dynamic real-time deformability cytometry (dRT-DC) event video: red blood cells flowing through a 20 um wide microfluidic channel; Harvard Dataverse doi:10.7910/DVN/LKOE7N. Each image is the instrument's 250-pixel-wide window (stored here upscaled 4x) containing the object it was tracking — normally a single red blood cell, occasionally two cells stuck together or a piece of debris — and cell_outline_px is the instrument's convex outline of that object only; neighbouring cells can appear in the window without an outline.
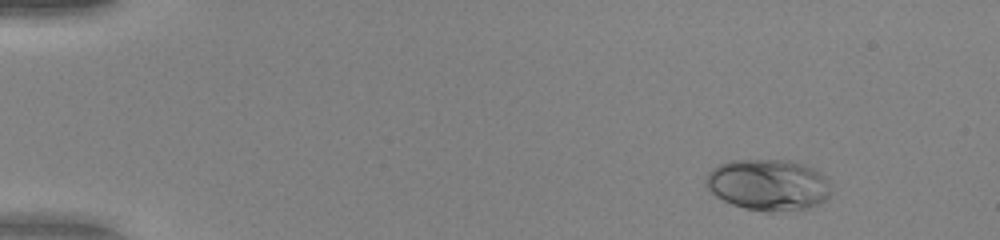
{"species": "human", "species_latin": "Homo sapiens", "temperature_condition": "warm", "stored_images_in_passage": 46, "camera_frame_rate_fps": 3000, "um_per_image_px": 0.085, "donor": {"sex": "female"}, "frame": {"image": 1, "passage_image": 1, "time_ms": 0.0, "image_size_px": [1000, 240], "cell_outline_px": [[828, 196], [824, 200], [808, 208], [772, 212], [768, 212], [744, 208], [732, 204], [716, 196], [708, 188], [704, 180], [708, 172], [712, 168], [728, 160], [792, 160], [816, 168], [828, 180]], "centroid_in_image_um": [65.27, 15.69], "position_along_channel_um": 19.7, "area_um2": 37.4}}
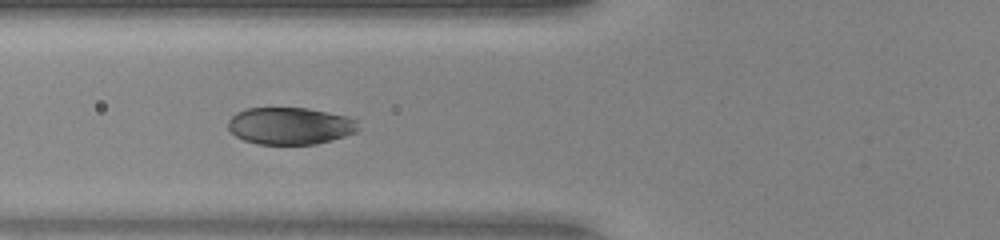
{"frame": {"image": 2, "passage_image": 16, "time_ms": 5.0, "image_size_px": [1000, 240], "cell_outline_px": [[360, 128], [356, 132], [332, 140], [316, 144], [256, 144], [244, 140], [236, 136], [228, 128], [228, 120], [236, 112], [248, 108], [308, 108], [348, 116], [356, 120]], "centroid_in_image_um": [24.67, 10.7], "position_along_channel_um": 101.1, "area_um2": 28.26}}
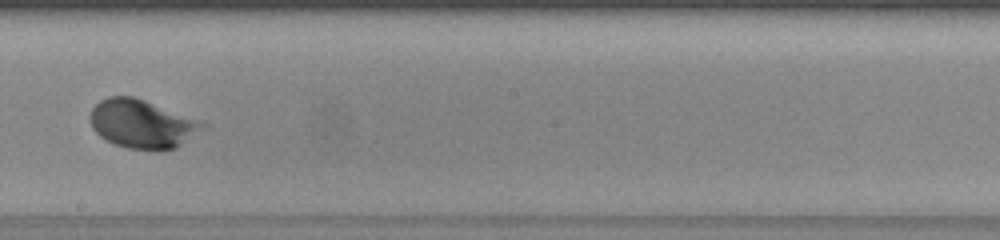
{"frame": {"image": 3, "passage_image": 26, "time_ms": 8.333, "image_size_px": [1000, 240], "cell_outline_px": [[212, 124], [208, 128], [176, 148], [160, 152], [156, 152], [128, 148], [116, 144], [100, 136], [92, 128], [88, 116], [92, 108], [100, 100], [108, 96], [132, 96], [144, 100]], "centroid_in_image_um": [12.15, 10.56], "position_along_channel_um": 236.1, "area_um2": 32.54}, "authors_computed_cell_mechanics": {"area_um2": 29.5358, "velocity_mm_per_s": 4.0614, "shape_relaxation_time_tau1_ms": 2.5474, "shape_relaxation_time_tau2_ms": null, "deformation_change_tau1": 0.1589, "deformation_change_tau2": null}}